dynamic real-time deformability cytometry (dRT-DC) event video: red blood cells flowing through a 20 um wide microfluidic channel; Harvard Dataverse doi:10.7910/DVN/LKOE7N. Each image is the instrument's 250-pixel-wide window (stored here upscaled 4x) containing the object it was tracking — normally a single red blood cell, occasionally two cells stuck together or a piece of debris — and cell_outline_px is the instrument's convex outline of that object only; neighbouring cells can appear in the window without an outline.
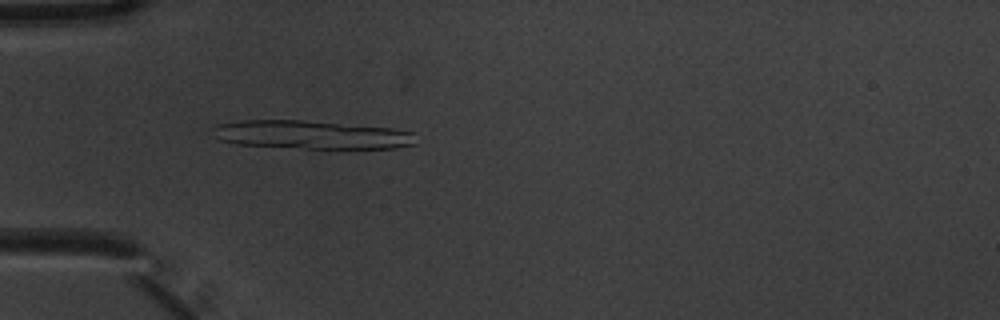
{"species": "common noctule bat (a hibernating species)", "species_latin": "Nyctalus noctula", "temperature_condition": "warm", "stored_images_in_passage": 4, "camera_frame_rate_fps": 3000, "um_per_image_px": 0.085, "animal": {"sex": "male", "body_mass_g": 20.1, "forearm_length_mm": 53.5}, "frame": {"image": 1, "passage_image": 4, "time_ms": 1.0, "image_size_px": [1000, 320], "cell_outline_px": [[416, 144], [396, 148], [304, 148], [236, 144], [220, 140], [216, 136], [212, 128], [220, 124], [240, 120], [300, 120], [392, 128], [412, 132]], "centroid_in_image_um": [26.47, 11.45], "position_along_channel_um": 58.5, "area_um2": 33.29}}